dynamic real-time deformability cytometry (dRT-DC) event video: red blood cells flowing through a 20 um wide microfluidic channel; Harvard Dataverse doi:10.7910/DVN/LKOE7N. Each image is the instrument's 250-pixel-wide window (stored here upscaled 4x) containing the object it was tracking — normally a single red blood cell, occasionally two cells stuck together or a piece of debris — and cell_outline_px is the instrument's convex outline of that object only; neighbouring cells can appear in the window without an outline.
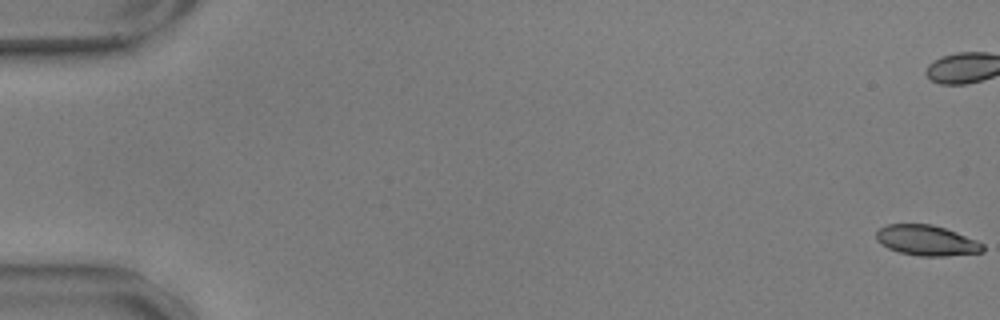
{"species": "common noctule bat (a hibernating species)", "species_latin": "Nyctalus noctula", "temperature_condition": "warm", "stored_images_in_passage": 59, "camera_frame_rate_fps": 3000, "um_per_image_px": 0.085, "animal": {"sex": "male", "body_mass_g": 17.9, "forearm_length_mm": 54.2}, "frame": {"image": 1, "passage_image": 1, "time_ms": 0.0, "image_size_px": [1000, 320], "cell_outline_px": [[984, 252], [948, 256], [920, 256], [900, 252], [888, 248], [876, 240], [876, 232], [880, 228], [888, 224], [932, 224], [956, 232], [976, 240], [984, 244]], "centroid_in_image_um": [78.78, 20.44], "position_along_channel_um": 6.2, "area_um2": 18.84}}
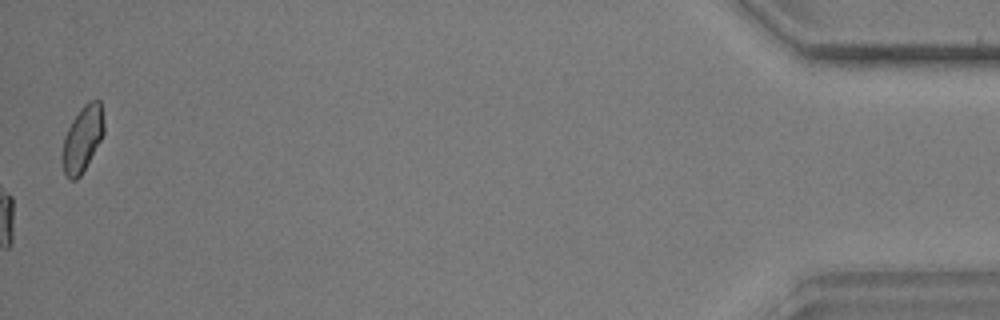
{"frame": {"image": 2, "passage_image": 59, "time_ms": 19.333, "image_size_px": [1000, 320], "cell_outline_px": [[104, 132], [100, 140], [80, 176], [76, 180], [72, 180], [64, 172], [60, 156], [64, 136], [72, 120], [80, 108], [88, 100], [100, 100], [104, 124]], "centroid_in_image_um": [6.98, 11.78], "position_along_channel_um": 428.2, "area_um2": 15.9}, "authors_computed_cell_mechanics": {"area_um2": 20.3456, "velocity_mm_per_s": 3.5862, "shape_relaxation_time_tau1_ms": 3.762, "shape_relaxation_time_tau2_ms": 1.4702, "deformation_change_tau1": 0.1688, "deformation_change_tau2": 0.081}}